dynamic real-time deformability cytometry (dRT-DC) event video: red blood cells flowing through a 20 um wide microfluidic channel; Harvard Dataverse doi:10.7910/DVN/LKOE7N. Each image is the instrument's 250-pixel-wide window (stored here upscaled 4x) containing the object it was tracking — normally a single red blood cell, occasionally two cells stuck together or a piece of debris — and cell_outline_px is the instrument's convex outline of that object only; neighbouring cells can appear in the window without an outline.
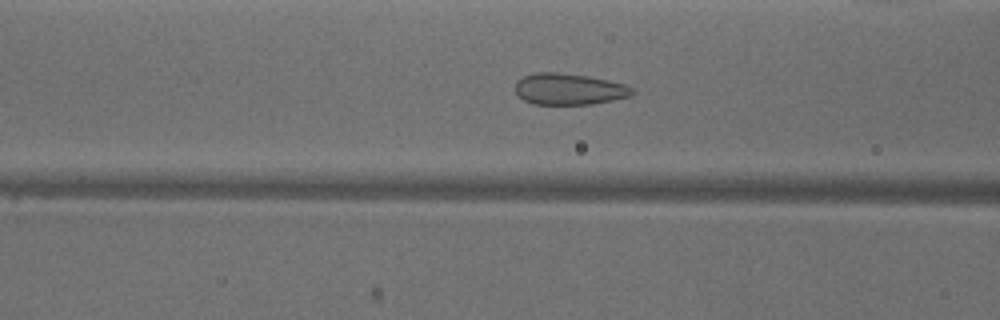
{"species": "common noctule bat (a hibernating species)", "species_latin": "Nyctalus noctula", "temperature_condition": "warm", "stored_images_in_passage": 50, "camera_frame_rate_fps": 3000, "um_per_image_px": 0.085, "animal": {"sex": "male", "body_mass_g": 18.8}, "frame": {"image": 1, "passage_image": 19, "time_ms": 6.0, "image_size_px": [1000, 320], "cell_outline_px": [[636, 92], [632, 96], [592, 104], [532, 104], [524, 100], [516, 92], [516, 80], [524, 76], [536, 72], [556, 72], [588, 76], [608, 80], [624, 84], [632, 88]], "centroid_in_image_um": [48.38, 7.57], "position_along_channel_um": 118.2, "area_um2": 21.39}}
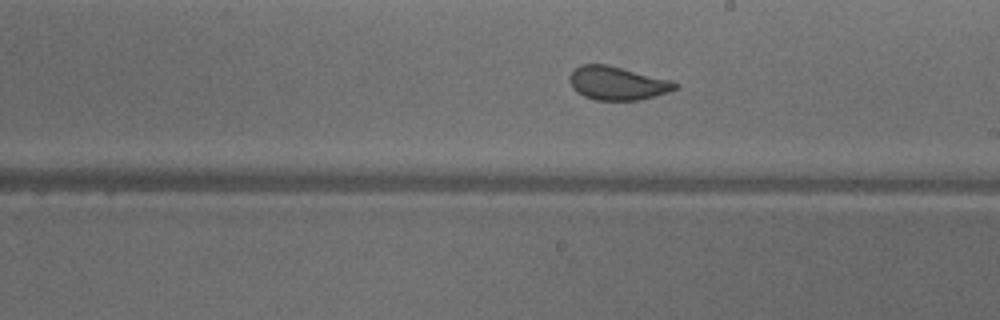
{"frame": {"image": 2, "passage_image": 28, "time_ms": 9.0, "image_size_px": [1000, 320], "cell_outline_px": [[676, 88], [668, 92], [640, 100], [596, 100], [584, 96], [576, 92], [572, 88], [568, 80], [568, 76], [580, 64], [608, 64], [672, 80], [676, 84]], "centroid_in_image_um": [52.43, 7.06], "position_along_channel_um": 236.6, "area_um2": 20.69}}
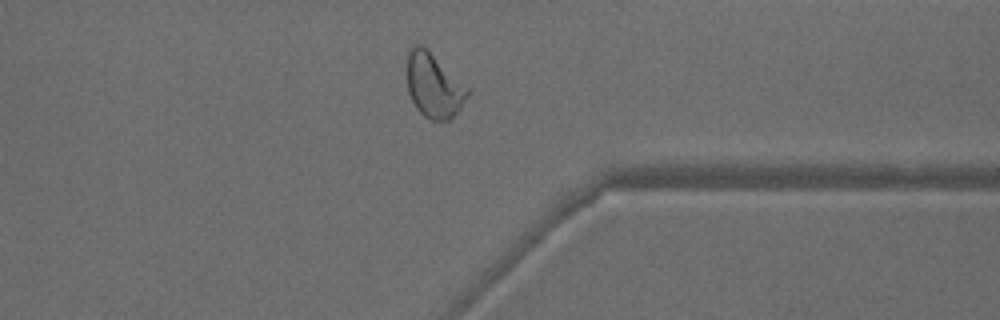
{"frame": {"image": 3, "passage_image": 39, "time_ms": 12.667, "image_size_px": [1000, 320], "cell_outline_px": [[468, 92], [460, 108], [448, 120], [432, 120], [424, 116], [416, 108], [408, 92], [408, 48], [412, 44], [420, 44], [428, 48], [468, 88]], "centroid_in_image_um": [36.84, 7.22], "position_along_channel_um": 374.6, "area_um2": 22.43}, "authors_computed_cell_mechanics": {"area_um2": 23.3223, "velocity_mm_per_s": 3.9405, "shape_relaxation_time_tau1_ms": 6.3808, "shape_relaxation_time_tau2_ms": null, "deformation_change_tau1": 0.1544, "deformation_change_tau2": null}}